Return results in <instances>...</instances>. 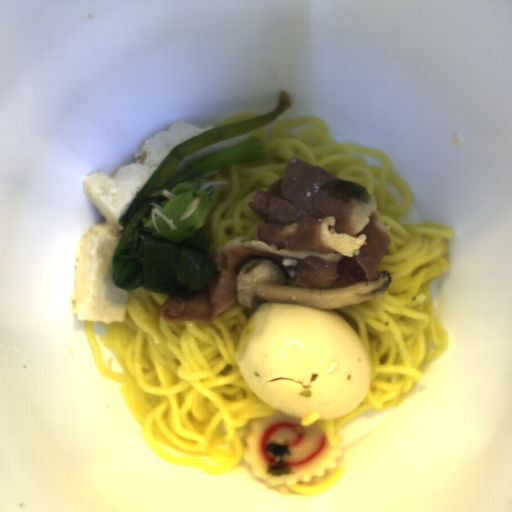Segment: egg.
Listing matches in <instances>:
<instances>
[{
    "label": "egg",
    "instance_id": "d2b9013d",
    "mask_svg": "<svg viewBox=\"0 0 512 512\" xmlns=\"http://www.w3.org/2000/svg\"><path fill=\"white\" fill-rule=\"evenodd\" d=\"M235 358L262 402L299 418H342L372 384L363 340L333 309L264 303L249 314Z\"/></svg>",
    "mask_w": 512,
    "mask_h": 512
}]
</instances>
